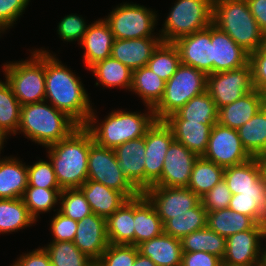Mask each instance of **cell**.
<instances>
[{"instance_id": "obj_9", "label": "cell", "mask_w": 266, "mask_h": 266, "mask_svg": "<svg viewBox=\"0 0 266 266\" xmlns=\"http://www.w3.org/2000/svg\"><path fill=\"white\" fill-rule=\"evenodd\" d=\"M105 22L109 25L114 39H135L154 36L157 15L144 5L123 3L114 8Z\"/></svg>"}, {"instance_id": "obj_59", "label": "cell", "mask_w": 266, "mask_h": 266, "mask_svg": "<svg viewBox=\"0 0 266 266\" xmlns=\"http://www.w3.org/2000/svg\"><path fill=\"white\" fill-rule=\"evenodd\" d=\"M262 226L264 227L265 231H266V208H265V213L261 222Z\"/></svg>"}, {"instance_id": "obj_24", "label": "cell", "mask_w": 266, "mask_h": 266, "mask_svg": "<svg viewBox=\"0 0 266 266\" xmlns=\"http://www.w3.org/2000/svg\"><path fill=\"white\" fill-rule=\"evenodd\" d=\"M134 246L160 236L164 232L163 223L153 204L140 193L134 198Z\"/></svg>"}, {"instance_id": "obj_43", "label": "cell", "mask_w": 266, "mask_h": 266, "mask_svg": "<svg viewBox=\"0 0 266 266\" xmlns=\"http://www.w3.org/2000/svg\"><path fill=\"white\" fill-rule=\"evenodd\" d=\"M44 249L54 266H92L95 263L71 241L50 242Z\"/></svg>"}, {"instance_id": "obj_30", "label": "cell", "mask_w": 266, "mask_h": 266, "mask_svg": "<svg viewBox=\"0 0 266 266\" xmlns=\"http://www.w3.org/2000/svg\"><path fill=\"white\" fill-rule=\"evenodd\" d=\"M109 243L134 245V198L106 219Z\"/></svg>"}, {"instance_id": "obj_57", "label": "cell", "mask_w": 266, "mask_h": 266, "mask_svg": "<svg viewBox=\"0 0 266 266\" xmlns=\"http://www.w3.org/2000/svg\"><path fill=\"white\" fill-rule=\"evenodd\" d=\"M259 163H260V166H261V170H262V176L264 178V181L266 182V152L265 153H262L260 154L258 157H257Z\"/></svg>"}, {"instance_id": "obj_47", "label": "cell", "mask_w": 266, "mask_h": 266, "mask_svg": "<svg viewBox=\"0 0 266 266\" xmlns=\"http://www.w3.org/2000/svg\"><path fill=\"white\" fill-rule=\"evenodd\" d=\"M28 186L45 189H62L57 181L51 161L35 162L32 166L27 165Z\"/></svg>"}, {"instance_id": "obj_21", "label": "cell", "mask_w": 266, "mask_h": 266, "mask_svg": "<svg viewBox=\"0 0 266 266\" xmlns=\"http://www.w3.org/2000/svg\"><path fill=\"white\" fill-rule=\"evenodd\" d=\"M162 42L161 37L115 39L111 57L134 71L147 66L149 59Z\"/></svg>"}, {"instance_id": "obj_10", "label": "cell", "mask_w": 266, "mask_h": 266, "mask_svg": "<svg viewBox=\"0 0 266 266\" xmlns=\"http://www.w3.org/2000/svg\"><path fill=\"white\" fill-rule=\"evenodd\" d=\"M122 192L128 199L140 193L127 181L119 167L113 149L104 148L94 141L88 153V179Z\"/></svg>"}, {"instance_id": "obj_42", "label": "cell", "mask_w": 266, "mask_h": 266, "mask_svg": "<svg viewBox=\"0 0 266 266\" xmlns=\"http://www.w3.org/2000/svg\"><path fill=\"white\" fill-rule=\"evenodd\" d=\"M181 65L180 55L173 43L162 42L154 51L147 66L167 82Z\"/></svg>"}, {"instance_id": "obj_61", "label": "cell", "mask_w": 266, "mask_h": 266, "mask_svg": "<svg viewBox=\"0 0 266 266\" xmlns=\"http://www.w3.org/2000/svg\"><path fill=\"white\" fill-rule=\"evenodd\" d=\"M262 109L266 112V96H265L263 104H262Z\"/></svg>"}, {"instance_id": "obj_15", "label": "cell", "mask_w": 266, "mask_h": 266, "mask_svg": "<svg viewBox=\"0 0 266 266\" xmlns=\"http://www.w3.org/2000/svg\"><path fill=\"white\" fill-rule=\"evenodd\" d=\"M143 194L153 204L163 225L174 215L184 214L200 202V198L188 187L152 186Z\"/></svg>"}, {"instance_id": "obj_11", "label": "cell", "mask_w": 266, "mask_h": 266, "mask_svg": "<svg viewBox=\"0 0 266 266\" xmlns=\"http://www.w3.org/2000/svg\"><path fill=\"white\" fill-rule=\"evenodd\" d=\"M250 62L240 68L207 76L206 91L219 109L254 90Z\"/></svg>"}, {"instance_id": "obj_25", "label": "cell", "mask_w": 266, "mask_h": 266, "mask_svg": "<svg viewBox=\"0 0 266 266\" xmlns=\"http://www.w3.org/2000/svg\"><path fill=\"white\" fill-rule=\"evenodd\" d=\"M79 189L85 195L92 212L105 219L129 200L122 192L92 180H86Z\"/></svg>"}, {"instance_id": "obj_37", "label": "cell", "mask_w": 266, "mask_h": 266, "mask_svg": "<svg viewBox=\"0 0 266 266\" xmlns=\"http://www.w3.org/2000/svg\"><path fill=\"white\" fill-rule=\"evenodd\" d=\"M207 226V210L201 201L184 214L174 215L164 225V233L181 240L186 235Z\"/></svg>"}, {"instance_id": "obj_4", "label": "cell", "mask_w": 266, "mask_h": 266, "mask_svg": "<svg viewBox=\"0 0 266 266\" xmlns=\"http://www.w3.org/2000/svg\"><path fill=\"white\" fill-rule=\"evenodd\" d=\"M146 110V113L115 110L99 126L97 116L92 110L85 127L91 132L97 145L114 149L127 141L145 136L147 129L156 120L153 108L148 107Z\"/></svg>"}, {"instance_id": "obj_13", "label": "cell", "mask_w": 266, "mask_h": 266, "mask_svg": "<svg viewBox=\"0 0 266 266\" xmlns=\"http://www.w3.org/2000/svg\"><path fill=\"white\" fill-rule=\"evenodd\" d=\"M203 157L223 168L244 163L252 158L244 149L237 129L224 127L218 122L212 126Z\"/></svg>"}, {"instance_id": "obj_58", "label": "cell", "mask_w": 266, "mask_h": 266, "mask_svg": "<svg viewBox=\"0 0 266 266\" xmlns=\"http://www.w3.org/2000/svg\"><path fill=\"white\" fill-rule=\"evenodd\" d=\"M7 138V136L0 130V152L3 149L2 146H4V140Z\"/></svg>"}, {"instance_id": "obj_49", "label": "cell", "mask_w": 266, "mask_h": 266, "mask_svg": "<svg viewBox=\"0 0 266 266\" xmlns=\"http://www.w3.org/2000/svg\"><path fill=\"white\" fill-rule=\"evenodd\" d=\"M232 193L227 186V183L222 179L209 192H207L200 201L207 212H213L228 208Z\"/></svg>"}, {"instance_id": "obj_5", "label": "cell", "mask_w": 266, "mask_h": 266, "mask_svg": "<svg viewBox=\"0 0 266 266\" xmlns=\"http://www.w3.org/2000/svg\"><path fill=\"white\" fill-rule=\"evenodd\" d=\"M213 24L249 53L266 43V35L251 14L246 0H214Z\"/></svg>"}, {"instance_id": "obj_45", "label": "cell", "mask_w": 266, "mask_h": 266, "mask_svg": "<svg viewBox=\"0 0 266 266\" xmlns=\"http://www.w3.org/2000/svg\"><path fill=\"white\" fill-rule=\"evenodd\" d=\"M60 200L59 211L75 221H80L93 213L85 195L79 188L63 189L60 193Z\"/></svg>"}, {"instance_id": "obj_39", "label": "cell", "mask_w": 266, "mask_h": 266, "mask_svg": "<svg viewBox=\"0 0 266 266\" xmlns=\"http://www.w3.org/2000/svg\"><path fill=\"white\" fill-rule=\"evenodd\" d=\"M180 241L182 252L203 251L222 259L226 250V238L210 230L207 226L186 235Z\"/></svg>"}, {"instance_id": "obj_12", "label": "cell", "mask_w": 266, "mask_h": 266, "mask_svg": "<svg viewBox=\"0 0 266 266\" xmlns=\"http://www.w3.org/2000/svg\"><path fill=\"white\" fill-rule=\"evenodd\" d=\"M265 238L266 231L262 224H256L252 229L227 237L222 265L262 266L264 248H261L262 241L260 240Z\"/></svg>"}, {"instance_id": "obj_50", "label": "cell", "mask_w": 266, "mask_h": 266, "mask_svg": "<svg viewBox=\"0 0 266 266\" xmlns=\"http://www.w3.org/2000/svg\"><path fill=\"white\" fill-rule=\"evenodd\" d=\"M50 222V230L52 236L54 235L52 242L74 241L77 231V221L66 217L59 210H57L56 215Z\"/></svg>"}, {"instance_id": "obj_32", "label": "cell", "mask_w": 266, "mask_h": 266, "mask_svg": "<svg viewBox=\"0 0 266 266\" xmlns=\"http://www.w3.org/2000/svg\"><path fill=\"white\" fill-rule=\"evenodd\" d=\"M165 81L156 75L148 66L133 71L130 91H134L144 101L145 106L154 108L161 100Z\"/></svg>"}, {"instance_id": "obj_16", "label": "cell", "mask_w": 266, "mask_h": 266, "mask_svg": "<svg viewBox=\"0 0 266 266\" xmlns=\"http://www.w3.org/2000/svg\"><path fill=\"white\" fill-rule=\"evenodd\" d=\"M197 158L195 153L174 140L166 152L161 177L153 186L187 187Z\"/></svg>"}, {"instance_id": "obj_53", "label": "cell", "mask_w": 266, "mask_h": 266, "mask_svg": "<svg viewBox=\"0 0 266 266\" xmlns=\"http://www.w3.org/2000/svg\"><path fill=\"white\" fill-rule=\"evenodd\" d=\"M181 266H223L222 259L214 254L197 251L183 252Z\"/></svg>"}, {"instance_id": "obj_33", "label": "cell", "mask_w": 266, "mask_h": 266, "mask_svg": "<svg viewBox=\"0 0 266 266\" xmlns=\"http://www.w3.org/2000/svg\"><path fill=\"white\" fill-rule=\"evenodd\" d=\"M256 224L251 217L230 208L207 212V227L225 238L252 229Z\"/></svg>"}, {"instance_id": "obj_44", "label": "cell", "mask_w": 266, "mask_h": 266, "mask_svg": "<svg viewBox=\"0 0 266 266\" xmlns=\"http://www.w3.org/2000/svg\"><path fill=\"white\" fill-rule=\"evenodd\" d=\"M62 190L27 186L22 200L30 215L37 220L40 213L49 212L60 201Z\"/></svg>"}, {"instance_id": "obj_62", "label": "cell", "mask_w": 266, "mask_h": 266, "mask_svg": "<svg viewBox=\"0 0 266 266\" xmlns=\"http://www.w3.org/2000/svg\"><path fill=\"white\" fill-rule=\"evenodd\" d=\"M5 31L0 27V33H4Z\"/></svg>"}, {"instance_id": "obj_18", "label": "cell", "mask_w": 266, "mask_h": 266, "mask_svg": "<svg viewBox=\"0 0 266 266\" xmlns=\"http://www.w3.org/2000/svg\"><path fill=\"white\" fill-rule=\"evenodd\" d=\"M212 74L240 68L249 63L250 53L224 31L211 24Z\"/></svg>"}, {"instance_id": "obj_48", "label": "cell", "mask_w": 266, "mask_h": 266, "mask_svg": "<svg viewBox=\"0 0 266 266\" xmlns=\"http://www.w3.org/2000/svg\"><path fill=\"white\" fill-rule=\"evenodd\" d=\"M88 26L89 25L86 24L85 20L80 15L69 14L58 23L57 34L66 42L77 40L81 43Z\"/></svg>"}, {"instance_id": "obj_23", "label": "cell", "mask_w": 266, "mask_h": 266, "mask_svg": "<svg viewBox=\"0 0 266 266\" xmlns=\"http://www.w3.org/2000/svg\"><path fill=\"white\" fill-rule=\"evenodd\" d=\"M114 40V35L104 19L89 24L80 43L83 46L82 48L85 49L84 62L86 68L89 69L96 62L110 57Z\"/></svg>"}, {"instance_id": "obj_17", "label": "cell", "mask_w": 266, "mask_h": 266, "mask_svg": "<svg viewBox=\"0 0 266 266\" xmlns=\"http://www.w3.org/2000/svg\"><path fill=\"white\" fill-rule=\"evenodd\" d=\"M181 64L212 74L211 24L200 31L177 39Z\"/></svg>"}, {"instance_id": "obj_51", "label": "cell", "mask_w": 266, "mask_h": 266, "mask_svg": "<svg viewBox=\"0 0 266 266\" xmlns=\"http://www.w3.org/2000/svg\"><path fill=\"white\" fill-rule=\"evenodd\" d=\"M254 88L266 94V43L250 53Z\"/></svg>"}, {"instance_id": "obj_54", "label": "cell", "mask_w": 266, "mask_h": 266, "mask_svg": "<svg viewBox=\"0 0 266 266\" xmlns=\"http://www.w3.org/2000/svg\"><path fill=\"white\" fill-rule=\"evenodd\" d=\"M50 263L49 254L44 247H42L28 252L27 254L20 255V258L13 262L11 266H49Z\"/></svg>"}, {"instance_id": "obj_31", "label": "cell", "mask_w": 266, "mask_h": 266, "mask_svg": "<svg viewBox=\"0 0 266 266\" xmlns=\"http://www.w3.org/2000/svg\"><path fill=\"white\" fill-rule=\"evenodd\" d=\"M164 120H188L214 126L218 122V109L205 91L191 98L183 107Z\"/></svg>"}, {"instance_id": "obj_6", "label": "cell", "mask_w": 266, "mask_h": 266, "mask_svg": "<svg viewBox=\"0 0 266 266\" xmlns=\"http://www.w3.org/2000/svg\"><path fill=\"white\" fill-rule=\"evenodd\" d=\"M31 53L28 60L3 65L5 80L21 105L45 101V53Z\"/></svg>"}, {"instance_id": "obj_55", "label": "cell", "mask_w": 266, "mask_h": 266, "mask_svg": "<svg viewBox=\"0 0 266 266\" xmlns=\"http://www.w3.org/2000/svg\"><path fill=\"white\" fill-rule=\"evenodd\" d=\"M251 14L266 35V0H246Z\"/></svg>"}, {"instance_id": "obj_3", "label": "cell", "mask_w": 266, "mask_h": 266, "mask_svg": "<svg viewBox=\"0 0 266 266\" xmlns=\"http://www.w3.org/2000/svg\"><path fill=\"white\" fill-rule=\"evenodd\" d=\"M46 101L22 105L18 131L44 147L68 137L79 125Z\"/></svg>"}, {"instance_id": "obj_38", "label": "cell", "mask_w": 266, "mask_h": 266, "mask_svg": "<svg viewBox=\"0 0 266 266\" xmlns=\"http://www.w3.org/2000/svg\"><path fill=\"white\" fill-rule=\"evenodd\" d=\"M34 222L22 198L0 199V233L17 232Z\"/></svg>"}, {"instance_id": "obj_27", "label": "cell", "mask_w": 266, "mask_h": 266, "mask_svg": "<svg viewBox=\"0 0 266 266\" xmlns=\"http://www.w3.org/2000/svg\"><path fill=\"white\" fill-rule=\"evenodd\" d=\"M223 179L232 195L247 189H266V182L256 157H252L244 163L224 168Z\"/></svg>"}, {"instance_id": "obj_14", "label": "cell", "mask_w": 266, "mask_h": 266, "mask_svg": "<svg viewBox=\"0 0 266 266\" xmlns=\"http://www.w3.org/2000/svg\"><path fill=\"white\" fill-rule=\"evenodd\" d=\"M173 133L164 120H155L145 133V190L161 177L164 158L174 141Z\"/></svg>"}, {"instance_id": "obj_20", "label": "cell", "mask_w": 266, "mask_h": 266, "mask_svg": "<svg viewBox=\"0 0 266 266\" xmlns=\"http://www.w3.org/2000/svg\"><path fill=\"white\" fill-rule=\"evenodd\" d=\"M114 153L127 181L139 192L145 191V136L115 147Z\"/></svg>"}, {"instance_id": "obj_19", "label": "cell", "mask_w": 266, "mask_h": 266, "mask_svg": "<svg viewBox=\"0 0 266 266\" xmlns=\"http://www.w3.org/2000/svg\"><path fill=\"white\" fill-rule=\"evenodd\" d=\"M73 243L81 252L96 262L109 244L106 219L91 213L77 221Z\"/></svg>"}, {"instance_id": "obj_60", "label": "cell", "mask_w": 266, "mask_h": 266, "mask_svg": "<svg viewBox=\"0 0 266 266\" xmlns=\"http://www.w3.org/2000/svg\"><path fill=\"white\" fill-rule=\"evenodd\" d=\"M264 253H263V257H262V266H266V247H264Z\"/></svg>"}, {"instance_id": "obj_8", "label": "cell", "mask_w": 266, "mask_h": 266, "mask_svg": "<svg viewBox=\"0 0 266 266\" xmlns=\"http://www.w3.org/2000/svg\"><path fill=\"white\" fill-rule=\"evenodd\" d=\"M207 74L191 66L181 64L165 82L163 96L153 108L156 120H164L178 111L191 98L206 91Z\"/></svg>"}, {"instance_id": "obj_52", "label": "cell", "mask_w": 266, "mask_h": 266, "mask_svg": "<svg viewBox=\"0 0 266 266\" xmlns=\"http://www.w3.org/2000/svg\"><path fill=\"white\" fill-rule=\"evenodd\" d=\"M30 0H0V27L5 31L15 24Z\"/></svg>"}, {"instance_id": "obj_2", "label": "cell", "mask_w": 266, "mask_h": 266, "mask_svg": "<svg viewBox=\"0 0 266 266\" xmlns=\"http://www.w3.org/2000/svg\"><path fill=\"white\" fill-rule=\"evenodd\" d=\"M91 132L79 126L68 137L47 147L57 181L62 189L80 188L88 179Z\"/></svg>"}, {"instance_id": "obj_40", "label": "cell", "mask_w": 266, "mask_h": 266, "mask_svg": "<svg viewBox=\"0 0 266 266\" xmlns=\"http://www.w3.org/2000/svg\"><path fill=\"white\" fill-rule=\"evenodd\" d=\"M228 208L261 224L266 208V189L239 191V194L232 195Z\"/></svg>"}, {"instance_id": "obj_56", "label": "cell", "mask_w": 266, "mask_h": 266, "mask_svg": "<svg viewBox=\"0 0 266 266\" xmlns=\"http://www.w3.org/2000/svg\"><path fill=\"white\" fill-rule=\"evenodd\" d=\"M133 266H157V265L153 261H151L148 257H144L140 253H138Z\"/></svg>"}, {"instance_id": "obj_26", "label": "cell", "mask_w": 266, "mask_h": 266, "mask_svg": "<svg viewBox=\"0 0 266 266\" xmlns=\"http://www.w3.org/2000/svg\"><path fill=\"white\" fill-rule=\"evenodd\" d=\"M139 253L148 257L157 266H181V241L164 232L138 246Z\"/></svg>"}, {"instance_id": "obj_29", "label": "cell", "mask_w": 266, "mask_h": 266, "mask_svg": "<svg viewBox=\"0 0 266 266\" xmlns=\"http://www.w3.org/2000/svg\"><path fill=\"white\" fill-rule=\"evenodd\" d=\"M27 186L26 164L15 157L0 159V199L22 198Z\"/></svg>"}, {"instance_id": "obj_34", "label": "cell", "mask_w": 266, "mask_h": 266, "mask_svg": "<svg viewBox=\"0 0 266 266\" xmlns=\"http://www.w3.org/2000/svg\"><path fill=\"white\" fill-rule=\"evenodd\" d=\"M89 71L93 72L104 87H122L130 91L133 71L111 56L96 62Z\"/></svg>"}, {"instance_id": "obj_35", "label": "cell", "mask_w": 266, "mask_h": 266, "mask_svg": "<svg viewBox=\"0 0 266 266\" xmlns=\"http://www.w3.org/2000/svg\"><path fill=\"white\" fill-rule=\"evenodd\" d=\"M244 149L251 157L266 152V112L261 108L248 122L237 129Z\"/></svg>"}, {"instance_id": "obj_1", "label": "cell", "mask_w": 266, "mask_h": 266, "mask_svg": "<svg viewBox=\"0 0 266 266\" xmlns=\"http://www.w3.org/2000/svg\"><path fill=\"white\" fill-rule=\"evenodd\" d=\"M45 53V101L67 114L79 126H85L92 112L90 98L80 81L56 55Z\"/></svg>"}, {"instance_id": "obj_22", "label": "cell", "mask_w": 266, "mask_h": 266, "mask_svg": "<svg viewBox=\"0 0 266 266\" xmlns=\"http://www.w3.org/2000/svg\"><path fill=\"white\" fill-rule=\"evenodd\" d=\"M266 94L254 89L233 103L218 109V123L238 129L248 122L261 108Z\"/></svg>"}, {"instance_id": "obj_28", "label": "cell", "mask_w": 266, "mask_h": 266, "mask_svg": "<svg viewBox=\"0 0 266 266\" xmlns=\"http://www.w3.org/2000/svg\"><path fill=\"white\" fill-rule=\"evenodd\" d=\"M170 127L175 141L184 145L198 157L205 154L212 125L188 120H164Z\"/></svg>"}, {"instance_id": "obj_46", "label": "cell", "mask_w": 266, "mask_h": 266, "mask_svg": "<svg viewBox=\"0 0 266 266\" xmlns=\"http://www.w3.org/2000/svg\"><path fill=\"white\" fill-rule=\"evenodd\" d=\"M138 253L137 246L109 243L95 263L98 266H133Z\"/></svg>"}, {"instance_id": "obj_41", "label": "cell", "mask_w": 266, "mask_h": 266, "mask_svg": "<svg viewBox=\"0 0 266 266\" xmlns=\"http://www.w3.org/2000/svg\"><path fill=\"white\" fill-rule=\"evenodd\" d=\"M21 107L7 81H0V130L6 136L17 134Z\"/></svg>"}, {"instance_id": "obj_36", "label": "cell", "mask_w": 266, "mask_h": 266, "mask_svg": "<svg viewBox=\"0 0 266 266\" xmlns=\"http://www.w3.org/2000/svg\"><path fill=\"white\" fill-rule=\"evenodd\" d=\"M223 174V167L200 156L194 162L187 187L201 198L223 179Z\"/></svg>"}, {"instance_id": "obj_7", "label": "cell", "mask_w": 266, "mask_h": 266, "mask_svg": "<svg viewBox=\"0 0 266 266\" xmlns=\"http://www.w3.org/2000/svg\"><path fill=\"white\" fill-rule=\"evenodd\" d=\"M176 1L164 22V27L159 31V36L166 43H173L213 23L214 0Z\"/></svg>"}]
</instances>
